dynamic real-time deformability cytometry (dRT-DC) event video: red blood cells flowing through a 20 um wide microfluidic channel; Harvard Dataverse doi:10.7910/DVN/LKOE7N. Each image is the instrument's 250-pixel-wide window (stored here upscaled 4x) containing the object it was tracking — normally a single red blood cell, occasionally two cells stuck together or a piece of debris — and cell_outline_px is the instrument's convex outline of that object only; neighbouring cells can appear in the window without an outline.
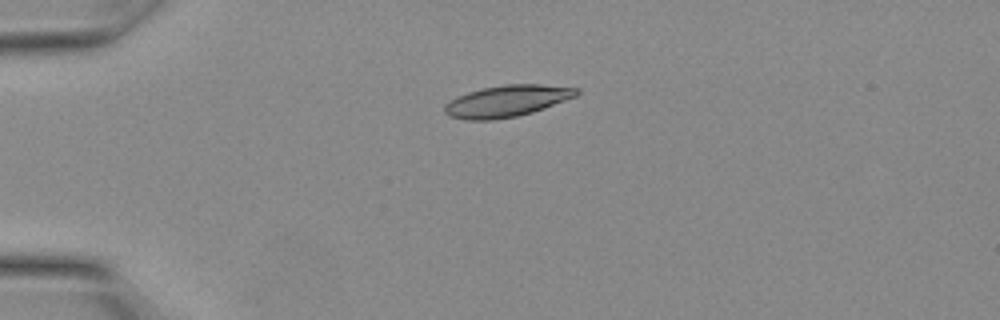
{"species": "Egyptian fruit bat (a non-hibernating species)", "species_latin": "Rousettus aegyptiacus", "temperature_condition": "warm", "stored_images_in_passage": 10, "camera_frame_rate_fps": 3000, "um_per_image_px": 0.085, "animal": {"sex": "female"}, "frame": {"image": 1, "passage_image": 1, "time_ms": 0.0, "image_size_px": [1000, 320], "cell_outline_px": [[580, 92], [576, 96], [532, 112], [516, 116], [492, 120], [468, 120], [448, 116], [444, 112], [444, 104], [456, 96], [468, 92], [484, 88], [504, 84], [540, 84], [580, 88]], "centroid_in_image_um": [43.06, 8.58], "position_along_channel_um": 41.9, "area_um2": 24.22}}
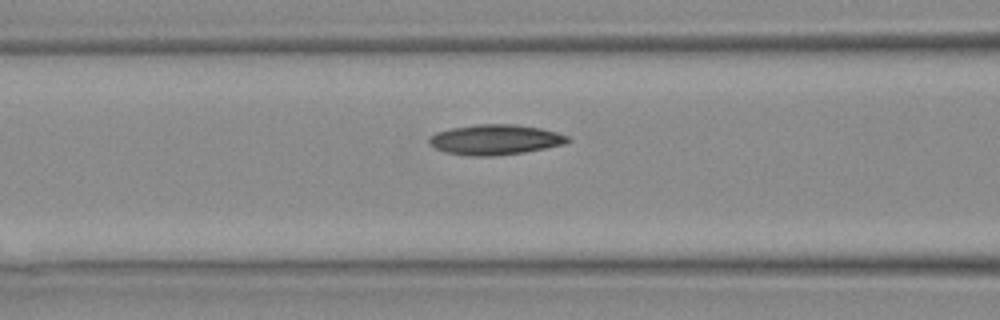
{"frame": {"image": 2, "passage_image": 6, "time_ms": 1.667, "image_size_px": [1000, 320], "cell_outline_px": [[572, 140], [564, 144], [524, 152], [488, 156], [472, 156], [444, 152], [428, 144], [428, 136], [436, 132], [452, 128], [480, 124], [516, 124], [540, 128], [556, 132], [568, 136]], "centroid_in_image_um": [42.07, 11.86], "position_along_channel_um": 124.5, "area_um2": 24.33}}
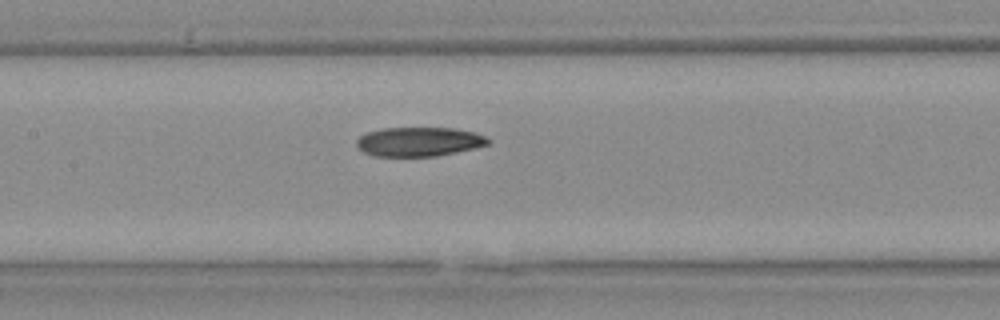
{"frame": {"image": 3, "passage_image": 8, "time_ms": 2.333, "image_size_px": [1000, 320], "cell_outline_px": [[492, 140], [488, 144], [472, 148], [436, 156], [372, 156], [356, 148], [356, 140], [360, 136], [368, 132], [384, 128], [452, 128], [472, 132], [484, 136]], "centroid_in_image_um": [35.56, 12.05], "position_along_channel_um": 171.8, "area_um2": 22.2}}